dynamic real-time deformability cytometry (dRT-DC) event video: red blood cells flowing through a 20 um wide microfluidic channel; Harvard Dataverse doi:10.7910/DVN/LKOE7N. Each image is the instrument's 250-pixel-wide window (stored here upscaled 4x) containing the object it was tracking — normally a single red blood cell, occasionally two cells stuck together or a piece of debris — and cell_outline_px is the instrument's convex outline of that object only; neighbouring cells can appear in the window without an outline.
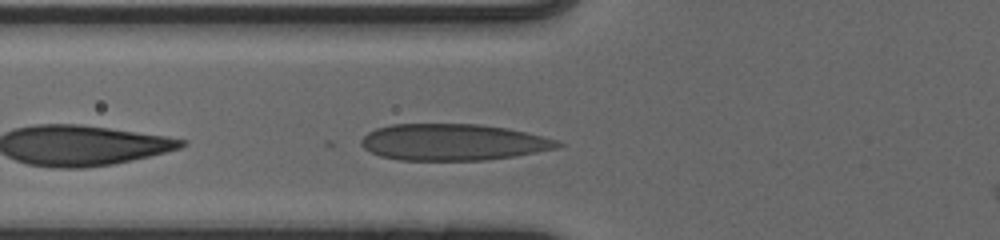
{"species": "human", "species_latin": "Homo sapiens", "temperature_condition": "cold", "stored_images_in_passage": 7, "camera_frame_rate_fps": 3000, "um_per_image_px": 0.085, "donor": {"sex": "male"}, "frame": {"image": 1, "passage_image": 3, "time_ms": 0.667, "image_size_px": [1000, 240], "cell_outline_px": [[564, 144], [556, 148], [536, 152], [488, 160], [400, 160], [380, 156], [364, 148], [360, 144], [360, 140], [368, 132], [376, 128], [392, 124], [480, 124], [508, 128], [556, 140]], "centroid_in_image_um": [38.47, 12.08], "position_along_channel_um": 87.3, "area_um2": 41.62}}